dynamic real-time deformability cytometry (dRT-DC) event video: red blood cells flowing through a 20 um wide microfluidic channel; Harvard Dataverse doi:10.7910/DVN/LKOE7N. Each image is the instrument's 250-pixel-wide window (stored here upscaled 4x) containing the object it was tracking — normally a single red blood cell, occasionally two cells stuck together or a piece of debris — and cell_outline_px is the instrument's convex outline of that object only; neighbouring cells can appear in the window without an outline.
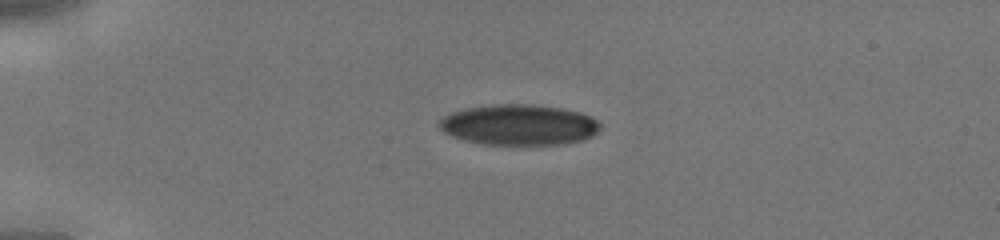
{"species": "human", "species_latin": "Homo sapiens", "temperature_condition": "cold", "stored_images_in_passage": 34, "camera_frame_rate_fps": 3000, "um_per_image_px": 0.085, "donor": {"sex": "male"}, "frame": {"image": 1, "passage_image": 1, "time_ms": 0.0, "image_size_px": [1000, 240], "cell_outline_px": [[600, 128], [592, 136], [584, 140], [568, 144], [484, 144], [452, 136], [444, 132], [440, 128], [440, 120], [444, 116], [452, 112], [464, 108], [492, 104], [532, 104], [560, 108], [580, 112], [596, 120], [600, 124]], "centroid_in_image_um": [44.13, 10.6], "position_along_channel_um": 40.9, "area_um2": 37.97}}
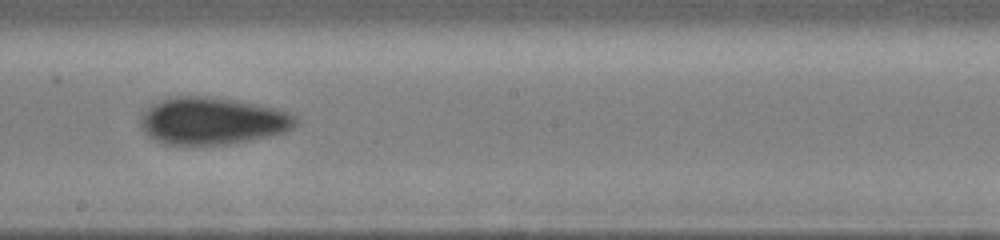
{"frame": {"image": 2, "passage_image": 16, "time_ms": 5.0, "image_size_px": [1000, 240], "cell_outline_px": [[300, 124], [288, 132], [268, 136], [224, 144], [164, 144], [148, 136], [140, 128], [140, 116], [152, 104], [168, 96], [204, 96], [276, 108], [292, 112], [300, 120]], "centroid_in_image_um": [18.06, 10.27], "position_along_channel_um": 230.1, "area_um2": 42.66}}
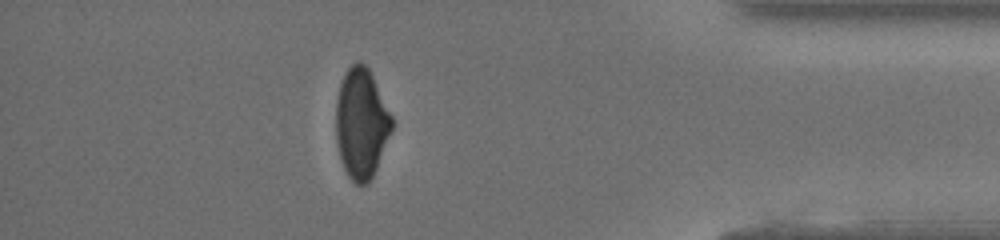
{"frame": {"image": 3, "passage_image": 29, "time_ms": 9.333, "image_size_px": [1000, 240], "cell_outline_px": [[392, 128], [376, 168], [368, 184], [356, 184], [348, 176], [340, 160], [336, 144], [336, 104], [340, 84], [348, 68], [356, 60], [360, 60], [368, 68], [392, 116]], "centroid_in_image_um": [30.69, 10.49], "position_along_channel_um": 404.5, "area_um2": 35.55}}